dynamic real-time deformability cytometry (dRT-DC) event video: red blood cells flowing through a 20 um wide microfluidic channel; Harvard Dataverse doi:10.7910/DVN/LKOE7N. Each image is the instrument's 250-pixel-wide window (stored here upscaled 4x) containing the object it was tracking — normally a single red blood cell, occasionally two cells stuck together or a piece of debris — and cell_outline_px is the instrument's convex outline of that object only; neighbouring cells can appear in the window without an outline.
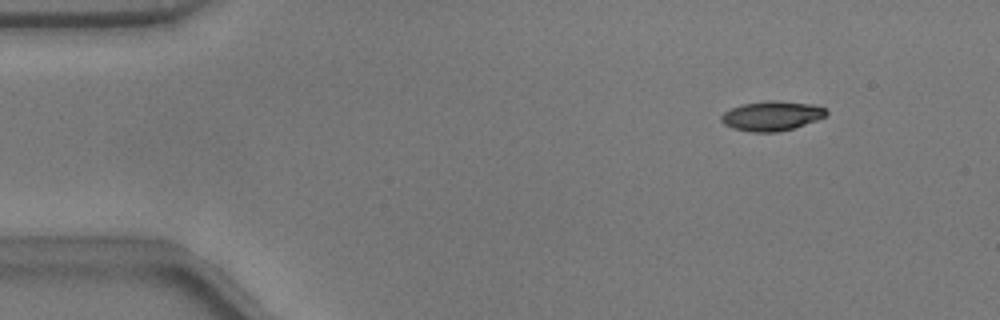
{"species": "common noctule bat (a hibernating species)", "species_latin": "Nyctalus noctula", "temperature_condition": "warm", "stored_images_in_passage": 41, "camera_frame_rate_fps": 3000, "um_per_image_px": 0.085, "animal": {"sex": "male", "body_mass_g": 17.9}, "frame": {"image": 1, "passage_image": 1, "time_ms": 0.0, "image_size_px": [1000, 320], "cell_outline_px": [[828, 116], [792, 128], [776, 132], [752, 132], [732, 128], [724, 124], [720, 120], [720, 116], [724, 112], [732, 108], [744, 104], [768, 100], [776, 100], [812, 104], [824, 108], [828, 112]], "centroid_in_image_um": [65.59, 9.85], "position_along_channel_um": 19.4, "area_um2": 18.03}}
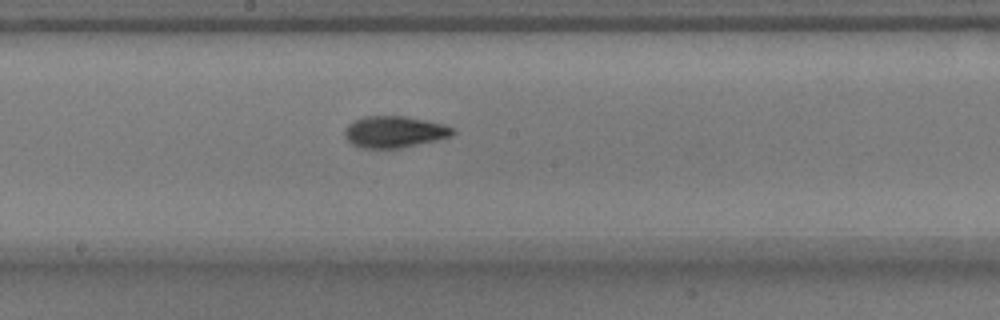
{"frame": {"image": 2, "passage_image": 23, "time_ms": 7.333, "image_size_px": [1000, 320], "cell_outline_px": [[456, 132], [452, 136], [436, 140], [400, 148], [360, 148], [352, 144], [344, 136], [344, 132], [348, 124], [364, 116], [404, 116], [444, 124], [456, 128]], "centroid_in_image_um": [33.54, 11.21], "position_along_channel_um": 214.7, "area_um2": 19.88}}
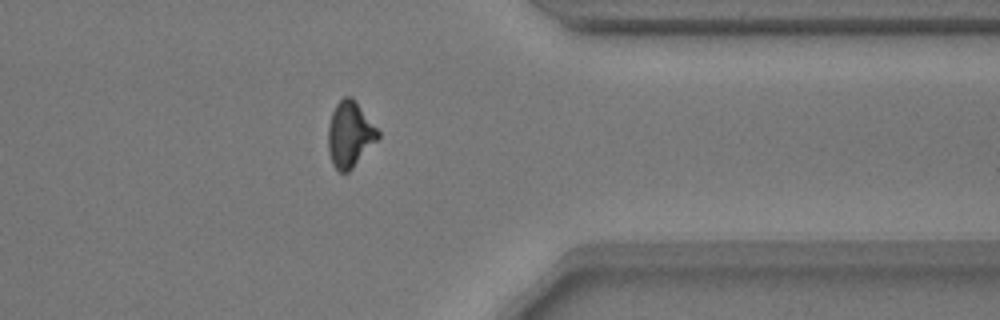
{"frame": {"image": 3, "passage_image": 37, "time_ms": 12.0, "image_size_px": [1000, 320], "cell_outline_px": [[380, 136], [352, 168], [348, 172], [340, 172], [332, 164], [328, 152], [328, 124], [332, 112], [336, 104], [344, 96], [352, 96], [356, 100], [380, 132]], "centroid_in_image_um": [29.72, 11.39], "position_along_channel_um": 381.7, "area_um2": 19.07}, "authors_computed_cell_mechanics": {"area_um2": 19.0162, "velocity_mm_per_s": 3.8136, "shape_relaxation_time_tau1_ms": 4.2133, "shape_relaxation_time_tau2_ms": 2.6027, "deformation_change_tau1": 0.1787, "deformation_change_tau2": 0.0894}}